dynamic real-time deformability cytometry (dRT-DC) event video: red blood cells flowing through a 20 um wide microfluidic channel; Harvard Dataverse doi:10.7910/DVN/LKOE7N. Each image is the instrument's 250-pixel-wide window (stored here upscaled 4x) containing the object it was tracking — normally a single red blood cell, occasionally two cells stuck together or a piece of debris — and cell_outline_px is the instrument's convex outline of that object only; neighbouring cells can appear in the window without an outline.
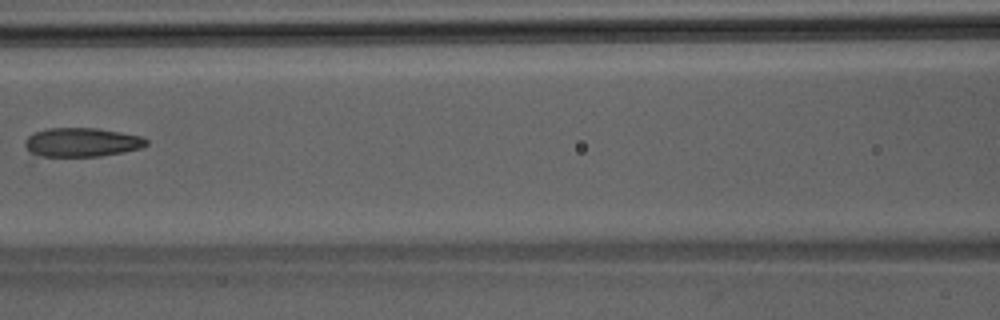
{"species": "Egyptian fruit bat (a non-hibernating species)", "species_latin": "Rousettus aegyptiacus", "temperature_condition": "room temperature", "stored_images_in_passage": 7, "camera_frame_rate_fps": 3000, "um_per_image_px": 0.085, "animal": {"sex": "male"}, "frame": {"image": 1, "passage_image": 7, "time_ms": 2.0, "image_size_px": [1000, 320], "cell_outline_px": [[148, 144], [144, 148], [124, 152], [100, 156], [28, 164], [24, 144], [24, 140], [28, 136], [36, 132], [48, 128], [96, 128], [120, 132], [140, 136], [148, 140]], "centroid_in_image_um": [6.66, 12.24], "position_along_channel_um": 159.9, "area_um2": 23.0}}